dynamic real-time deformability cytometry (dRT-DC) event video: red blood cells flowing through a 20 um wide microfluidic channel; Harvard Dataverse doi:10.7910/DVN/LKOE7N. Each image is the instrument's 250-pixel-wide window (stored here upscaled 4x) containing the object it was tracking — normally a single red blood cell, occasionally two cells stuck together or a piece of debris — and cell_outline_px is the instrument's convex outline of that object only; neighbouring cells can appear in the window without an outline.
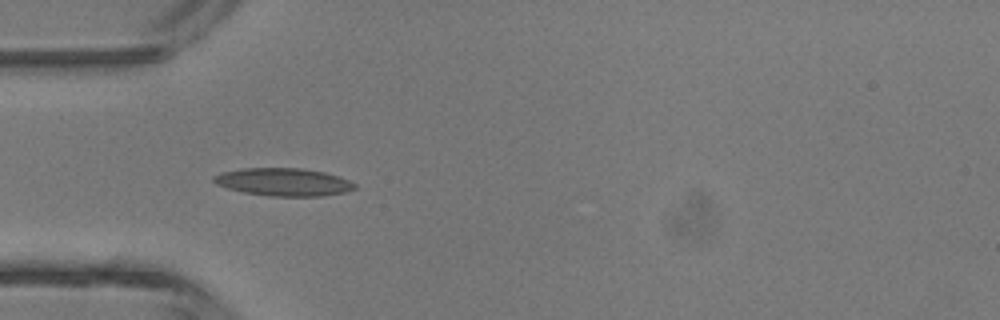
{"species": "common noctule bat (a hibernating species)", "species_latin": "Nyctalus noctula", "temperature_condition": "room temperature", "stored_images_in_passage": 4, "camera_frame_rate_fps": 3000, "um_per_image_px": 0.085, "animal": {"sex": "male", "body_mass_g": 13.3}, "frame": {"image": 1, "passage_image": 3, "time_ms": 3.333, "image_size_px": [1000, 320], "cell_outline_px": [[356, 188], [344, 192], [320, 196], [272, 196], [244, 192], [228, 188], [216, 184], [212, 180], [212, 176], [220, 172], [244, 168], [300, 168], [324, 172], [348, 180], [356, 184]], "centroid_in_image_um": [24.06, 15.46], "position_along_channel_um": 60.9, "area_um2": 22.66}}
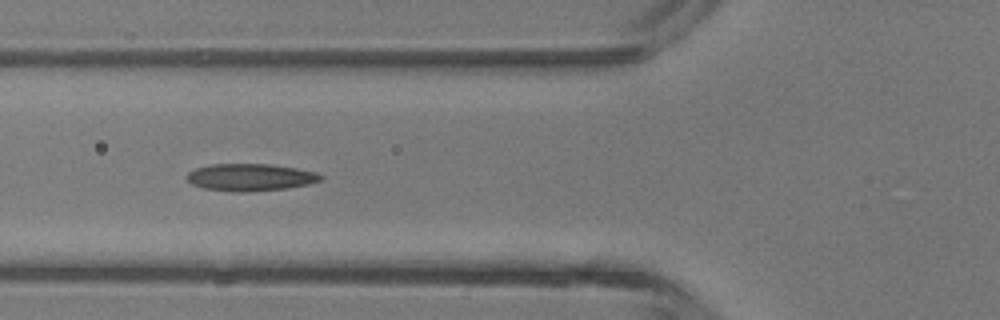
{"frame": {"image": 2, "passage_image": 4, "time_ms": 4.333, "image_size_px": [1000, 320], "cell_outline_px": [[324, 176], [320, 180], [308, 184], [288, 188], [244, 192], [240, 192], [204, 188], [192, 184], [188, 180], [188, 172], [196, 168], [212, 164], [268, 164], [296, 168], [316, 172]], "centroid_in_image_um": [21.3, 15.06], "position_along_channel_um": 104.5, "area_um2": 20.98}}